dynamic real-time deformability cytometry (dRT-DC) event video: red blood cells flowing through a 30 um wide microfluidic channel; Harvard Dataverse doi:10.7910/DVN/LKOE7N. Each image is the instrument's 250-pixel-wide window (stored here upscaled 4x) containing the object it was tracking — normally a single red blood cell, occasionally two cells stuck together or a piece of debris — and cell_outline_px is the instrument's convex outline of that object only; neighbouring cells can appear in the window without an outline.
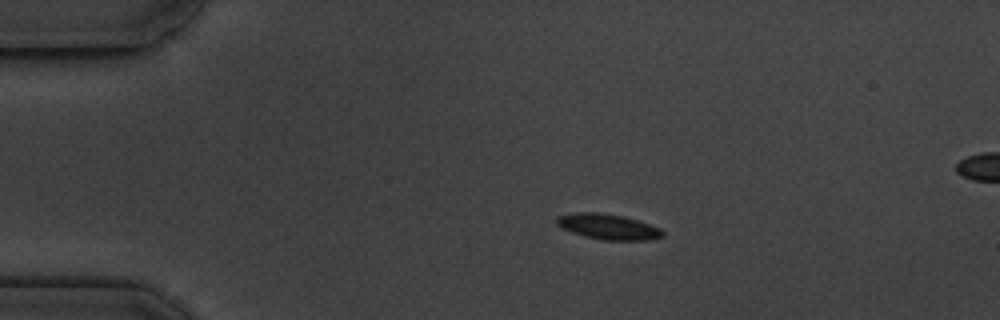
{"species": "common noctule bat (a hibernating species)", "species_latin": "Nyctalus noctula", "temperature_condition": "cold", "stored_images_in_passage": 13, "camera_frame_rate_fps": 3000, "um_per_image_px": 0.085, "animal": {"sex": "male", "body_mass_g": 19.5, "forearm_length_mm": 54.6}, "frame": {"image": 1, "passage_image": 3, "time_ms": 2.333, "image_size_px": [1000, 320], "cell_outline_px": [[664, 236], [648, 240], [604, 240], [584, 236], [572, 232], [556, 224], [556, 216], [572, 212], [600, 212], [624, 216], [660, 228], [664, 232]], "centroid_in_image_um": [51.67, 19.26], "position_along_channel_um": 33.3, "area_um2": 15.72}}
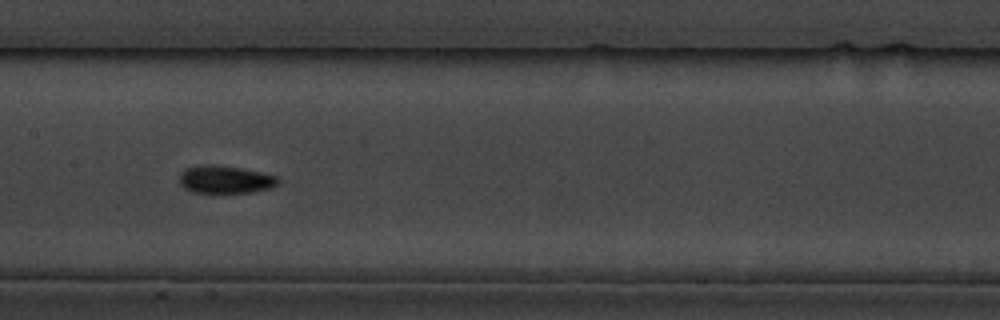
{"frame": {"image": 2, "passage_image": 8, "time_ms": 8.0, "image_size_px": [1000, 320], "cell_outline_px": [[280, 184], [272, 188], [252, 192], [192, 192], [184, 188], [180, 184], [180, 172], [188, 168], [204, 164], [216, 164], [264, 172], [280, 176]], "centroid_in_image_um": [19.22, 15.25], "position_along_channel_um": 188.2, "area_um2": 16.18}, "authors_computed_cell_mechanics": {"area_um2": 15.0858, "velocity_mm_per_s": 3.5615, "shape_relaxation_time_tau1_ms": 6.2415, "shape_relaxation_time_tau2_ms": null, "deformation_change_tau1": 0.1467, "deformation_change_tau2": null}}